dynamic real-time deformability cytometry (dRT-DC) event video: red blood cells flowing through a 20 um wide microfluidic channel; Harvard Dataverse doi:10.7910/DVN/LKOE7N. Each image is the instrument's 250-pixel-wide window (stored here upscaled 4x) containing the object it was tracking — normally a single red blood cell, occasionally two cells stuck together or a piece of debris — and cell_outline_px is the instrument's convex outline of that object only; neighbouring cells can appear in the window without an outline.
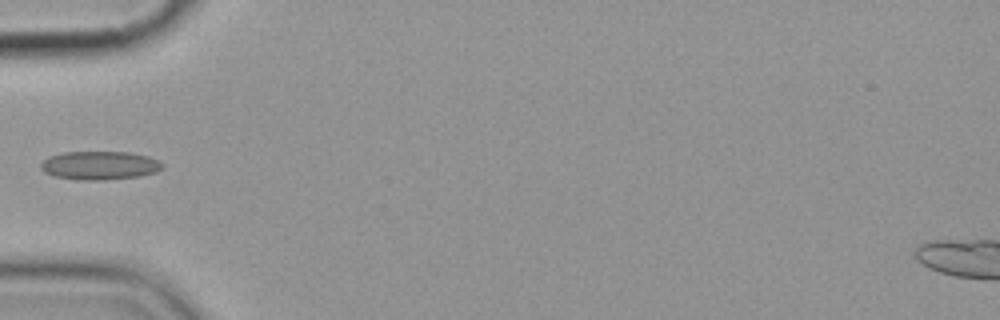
{"species": "common noctule bat (a hibernating species)", "species_latin": "Nyctalus noctula", "temperature_condition": "cold", "stored_images_in_passage": 7, "camera_frame_rate_fps": 3000, "um_per_image_px": 0.085, "animal": {"sex": "female", "body_mass_g": 19.9}, "frame": {"image": 1, "passage_image": 4, "time_ms": 3.667, "image_size_px": [1000, 320], "cell_outline_px": [[164, 164], [156, 172], [140, 176], [104, 180], [76, 180], [52, 176], [44, 172], [40, 168], [40, 164], [44, 160], [52, 156], [64, 152], [128, 152], [148, 156]], "centroid_in_image_um": [8.44, 14.07], "position_along_channel_um": 76.6, "area_um2": 20.17}}
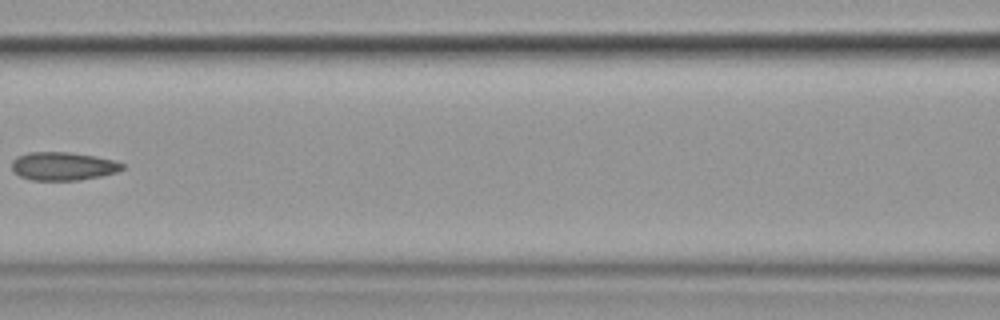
{"frame": {"image": 2, "passage_image": 6, "time_ms": 6.0, "image_size_px": [1000, 320], "cell_outline_px": [[124, 168], [116, 172], [100, 176], [76, 180], [32, 180], [20, 176], [12, 168], [12, 160], [16, 156], [28, 152], [68, 152], [96, 156], [112, 160], [124, 164]], "centroid_in_image_um": [5.34, 14.11], "position_along_channel_um": 161.3, "area_um2": 18.09}}
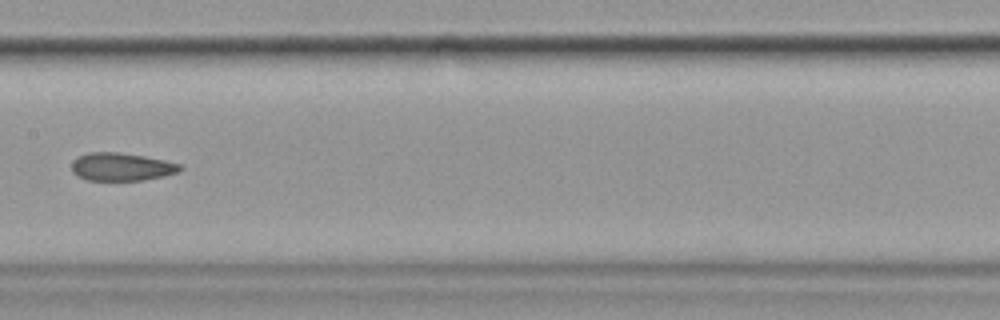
{"frame": {"image": 3, "passage_image": 7, "time_ms": 7.0, "image_size_px": [1000, 320], "cell_outline_px": [[184, 168], [180, 172], [164, 176], [144, 180], [88, 180], [76, 176], [72, 172], [72, 164], [80, 156], [88, 152], [120, 152], [144, 156], [164, 160], [180, 164]], "centroid_in_image_um": [10.36, 14.18], "position_along_channel_um": 197.0, "area_um2": 17.69}}